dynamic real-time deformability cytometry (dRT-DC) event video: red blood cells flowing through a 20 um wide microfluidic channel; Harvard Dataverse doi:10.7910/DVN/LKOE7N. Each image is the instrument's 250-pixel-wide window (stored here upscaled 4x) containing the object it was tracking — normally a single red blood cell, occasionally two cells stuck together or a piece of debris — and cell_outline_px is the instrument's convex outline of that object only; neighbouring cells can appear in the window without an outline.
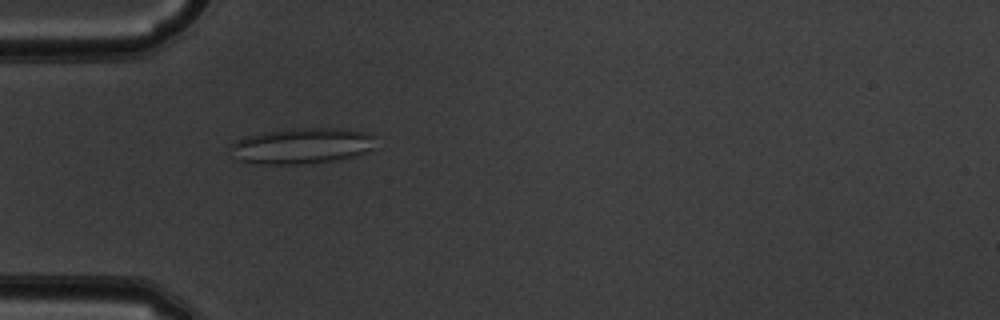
{"species": "common noctule bat (a hibernating species)", "species_latin": "Nyctalus noctula", "temperature_condition": "warm", "stored_images_in_passage": 52, "camera_frame_rate_fps": 3000, "um_per_image_px": 0.085, "animal": {"sex": "male", "body_mass_g": 19.5, "forearm_length_mm": 54.6}, "frame": {"image": 1, "passage_image": 16, "time_ms": 5.0, "image_size_px": [1000, 320], "cell_outline_px": [[376, 136], [372, 148], [356, 156], [336, 160], [300, 164], [252, 164], [236, 160], [228, 148], [236, 140], [244, 136], [264, 132], [292, 128], [344, 128]], "centroid_in_image_um": [25.58, 12.4], "position_along_channel_um": 59.4, "area_um2": 30.58}}
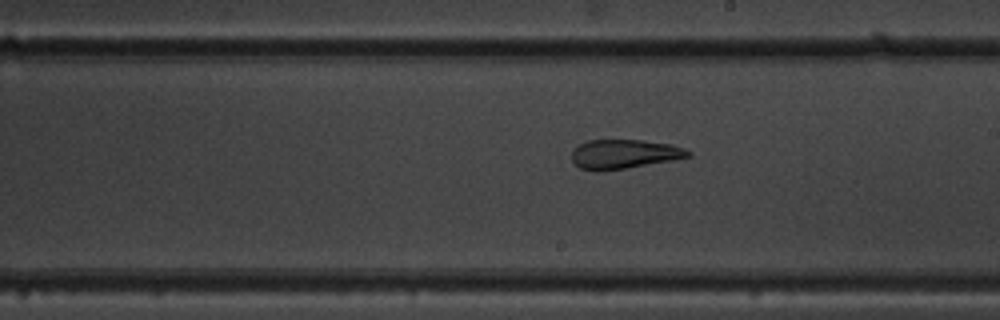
{"frame": {"image": 2, "passage_image": 30, "time_ms": 9.667, "image_size_px": [1000, 320], "cell_outline_px": [[692, 156], [672, 160], [628, 168], [596, 172], [580, 168], [572, 160], [572, 152], [580, 144], [588, 140], [644, 140], [672, 144], [684, 148], [692, 152]], "centroid_in_image_um": [53.08, 13.1], "position_along_channel_um": 235.9, "area_um2": 19.94}}
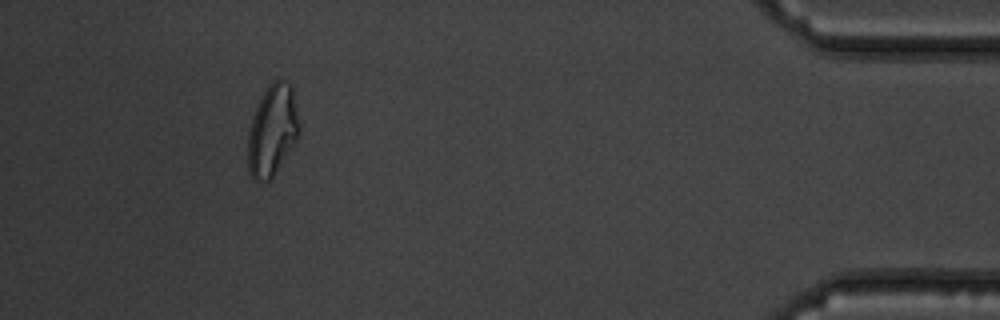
{"frame": {"image": 3, "passage_image": 48, "time_ms": 15.667, "image_size_px": [1000, 320], "cell_outline_px": [[300, 132], [296, 140], [272, 176], [268, 180], [256, 180], [248, 172], [248, 132], [252, 116], [268, 84], [276, 80], [280, 80], [292, 84], [300, 124]], "centroid_in_image_um": [23.16, 11.04], "position_along_channel_um": 412.0, "area_um2": 26.93}, "authors_computed_cell_mechanics": {"area_um2": 25.1719, "velocity_mm_per_s": 3.8747, "shape_relaxation_time_tau1_ms": null, "shape_relaxation_time_tau2_ms": 1.9568, "deformation_change_tau1": null, "deformation_change_tau2": 0.1149}}